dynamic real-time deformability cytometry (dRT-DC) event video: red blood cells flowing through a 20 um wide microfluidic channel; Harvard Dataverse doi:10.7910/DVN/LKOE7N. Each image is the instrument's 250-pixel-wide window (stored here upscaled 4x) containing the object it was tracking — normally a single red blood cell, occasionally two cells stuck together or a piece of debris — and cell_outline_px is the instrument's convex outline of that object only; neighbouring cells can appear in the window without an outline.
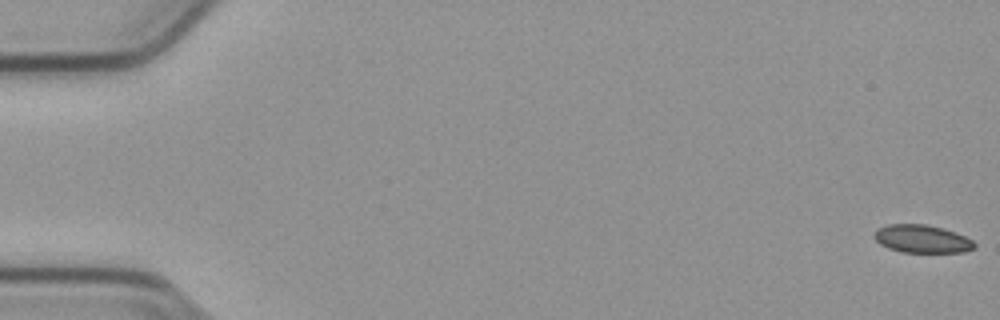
{"species": "common noctule bat (a hibernating species)", "species_latin": "Nyctalus noctula", "temperature_condition": "cold", "stored_images_in_passage": 56, "camera_frame_rate_fps": 3000, "um_per_image_px": 0.085, "animal": {"sex": "male", "body_mass_g": 23.1, "forearm_length_mm": 52.7}, "frame": {"image": 1, "passage_image": 1, "time_ms": 0.0, "image_size_px": [1000, 320], "cell_outline_px": [[976, 248], [964, 252], [900, 252], [888, 248], [880, 244], [872, 236], [876, 228], [888, 224], [924, 224], [944, 228], [956, 232], [972, 240], [976, 244]], "centroid_in_image_um": [78.35, 20.3], "position_along_channel_um": 6.6, "area_um2": 16.53}}
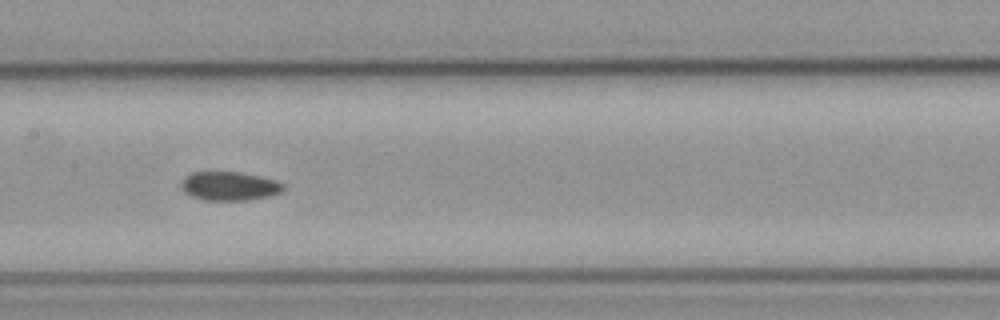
{"frame": {"image": 2, "passage_image": 28, "time_ms": 9.0, "image_size_px": [1000, 320], "cell_outline_px": [[284, 188], [280, 192], [272, 196], [248, 200], [204, 200], [188, 196], [180, 188], [180, 184], [192, 172], [240, 172], [276, 180], [284, 184]], "centroid_in_image_um": [19.49, 15.83], "position_along_channel_um": 187.9, "area_um2": 17.22}}
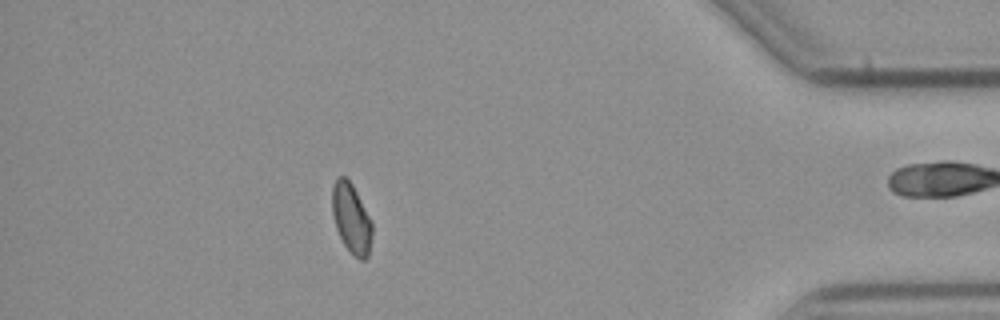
{"frame": {"image": 3, "passage_image": 49, "time_ms": 16.0, "image_size_px": [1000, 320], "cell_outline_px": [[372, 236], [368, 256], [364, 260], [360, 260], [344, 244], [336, 228], [332, 212], [332, 184], [336, 176], [344, 176], [352, 184], [372, 220]], "centroid_in_image_um": [29.86, 18.52], "position_along_channel_um": 405.3, "area_um2": 16.24}}